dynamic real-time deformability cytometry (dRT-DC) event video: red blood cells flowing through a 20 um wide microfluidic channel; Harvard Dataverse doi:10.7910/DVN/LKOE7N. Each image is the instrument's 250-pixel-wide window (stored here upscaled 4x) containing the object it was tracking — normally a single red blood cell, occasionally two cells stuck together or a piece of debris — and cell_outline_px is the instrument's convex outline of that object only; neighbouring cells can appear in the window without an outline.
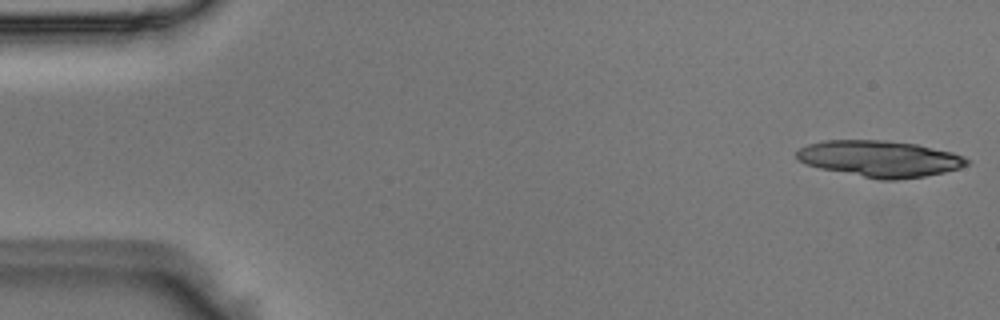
{"species": "Egyptian fruit bat (a non-hibernating species)", "species_latin": "Rousettus aegyptiacus", "temperature_condition": "room temperature", "stored_images_in_passage": 23, "camera_frame_rate_fps": 3000, "um_per_image_px": 0.085, "animal": {"sex": "male"}, "frame": {"image": 1, "passage_image": 1, "time_ms": 0.0, "image_size_px": [1000, 320], "cell_outline_px": [[968, 164], [960, 168], [944, 172], [924, 176], [896, 180], [880, 180], [820, 168], [804, 164], [796, 160], [796, 152], [800, 148], [808, 144], [824, 140], [884, 140], [916, 144], [952, 152], [964, 156], [968, 160]], "centroid_in_image_um": [74.75, 13.49], "position_along_channel_um": 10.2, "area_um2": 36.07}}